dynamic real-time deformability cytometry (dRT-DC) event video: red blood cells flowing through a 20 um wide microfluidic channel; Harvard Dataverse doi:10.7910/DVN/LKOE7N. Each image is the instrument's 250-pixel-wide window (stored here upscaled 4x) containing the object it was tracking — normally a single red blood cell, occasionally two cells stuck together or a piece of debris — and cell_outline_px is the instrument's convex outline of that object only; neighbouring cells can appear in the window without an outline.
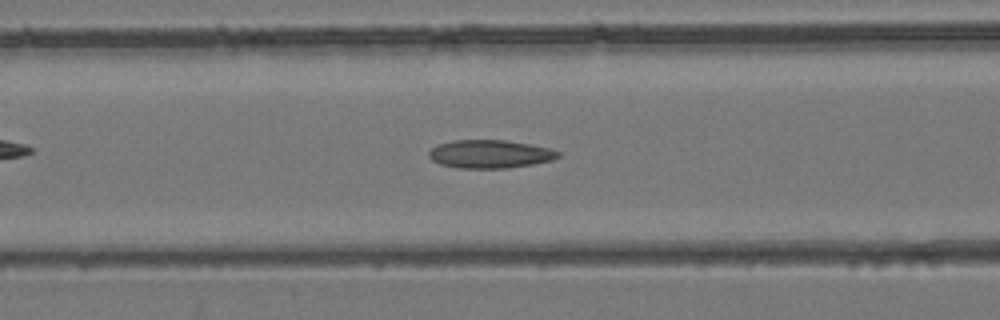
{"species": "common noctule bat (a hibernating species)", "species_latin": "Nyctalus noctula", "temperature_condition": "room temperature", "stored_images_in_passage": 43, "camera_frame_rate_fps": 3000, "um_per_image_px": 0.085, "animal": {"sex": "female", "body_mass_g": 24.6, "forearm_length_mm": 56.2}, "frame": {"image": 1, "passage_image": 17, "time_ms": 5.333, "image_size_px": [1000, 320], "cell_outline_px": [[560, 156], [552, 160], [532, 164], [508, 168], [460, 168], [440, 164], [432, 160], [428, 156], [428, 152], [436, 144], [452, 140], [504, 140], [528, 144], [548, 148], [560, 152]], "centroid_in_image_um": [41.61, 13.09], "position_along_channel_um": 125.0, "area_um2": 21.21}}
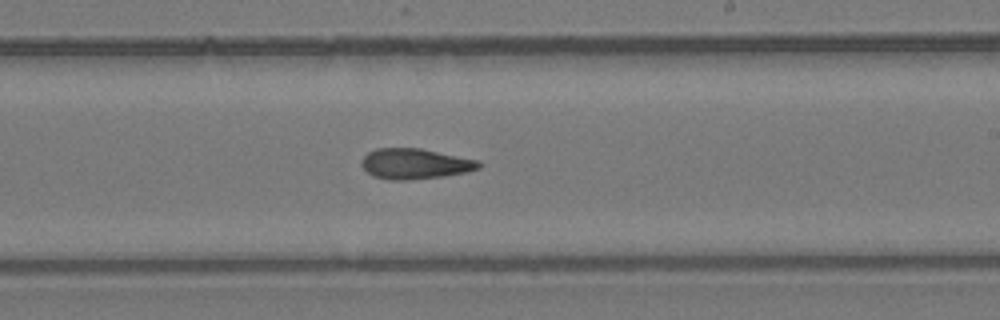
{"frame": {"image": 2, "passage_image": 25, "time_ms": 8.0, "image_size_px": [1000, 320], "cell_outline_px": [[480, 168], [468, 172], [444, 176], [408, 180], [392, 180], [372, 176], [360, 164], [360, 160], [368, 152], [376, 148], [420, 148], [480, 160]], "centroid_in_image_um": [35.28, 13.92], "position_along_channel_um": 253.7, "area_um2": 20.98}}
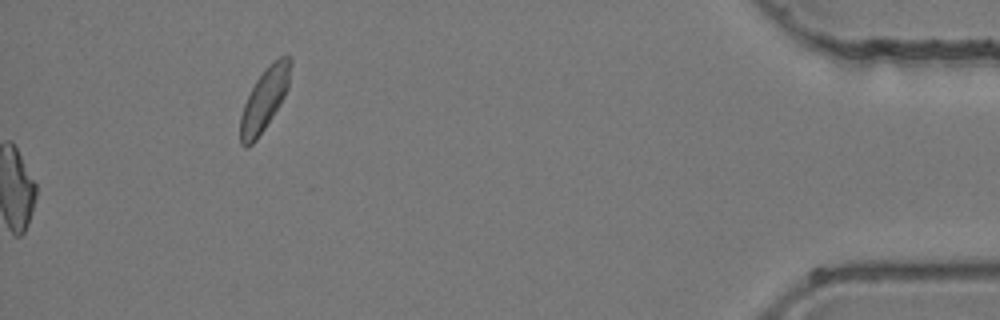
{"frame": {"image": 3, "passage_image": 43, "time_ms": 14.0, "image_size_px": [1000, 320], "cell_outline_px": [[292, 64], [288, 88], [280, 104], [256, 140], [248, 148], [244, 148], [240, 144], [240, 116], [244, 104], [256, 80], [264, 68], [268, 64], [280, 56], [288, 56], [292, 60]], "centroid_in_image_um": [22.47, 8.44], "position_along_channel_um": 412.7, "area_um2": 18.26}}